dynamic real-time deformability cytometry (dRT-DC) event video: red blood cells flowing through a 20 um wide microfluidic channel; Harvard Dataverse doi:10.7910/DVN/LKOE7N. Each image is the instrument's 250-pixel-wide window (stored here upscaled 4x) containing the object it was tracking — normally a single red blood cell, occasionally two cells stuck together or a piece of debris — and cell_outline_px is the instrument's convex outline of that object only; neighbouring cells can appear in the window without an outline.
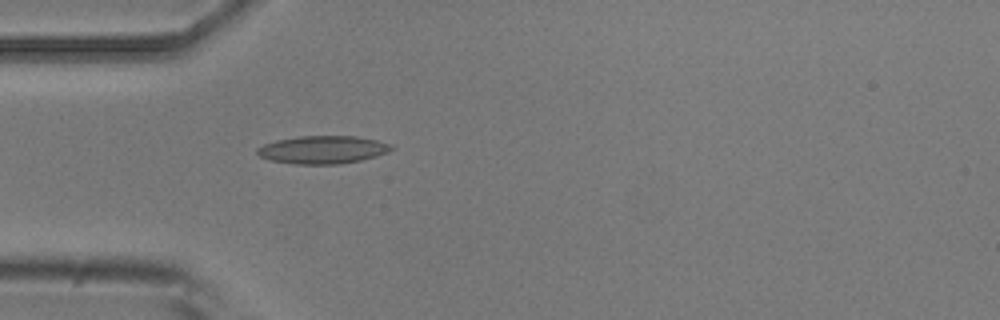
{"species": "common noctule bat (a hibernating species)", "species_latin": "Nyctalus noctula", "temperature_condition": "room temperature", "stored_images_in_passage": 37, "camera_frame_rate_fps": 3000, "um_per_image_px": 0.085, "animal": {"sex": "male", "body_mass_g": 20.5, "forearm_length_mm": 52.5}, "frame": {"image": 1, "passage_image": 1, "time_ms": 0.0, "image_size_px": [1000, 320], "cell_outline_px": [[396, 148], [388, 152], [376, 156], [360, 160], [340, 164], [296, 164], [268, 160], [260, 156], [256, 152], [256, 148], [264, 144], [276, 140], [300, 136], [356, 136], [376, 140], [392, 144]], "centroid_in_image_um": [27.44, 12.72], "position_along_channel_um": 57.6, "area_um2": 21.91}}
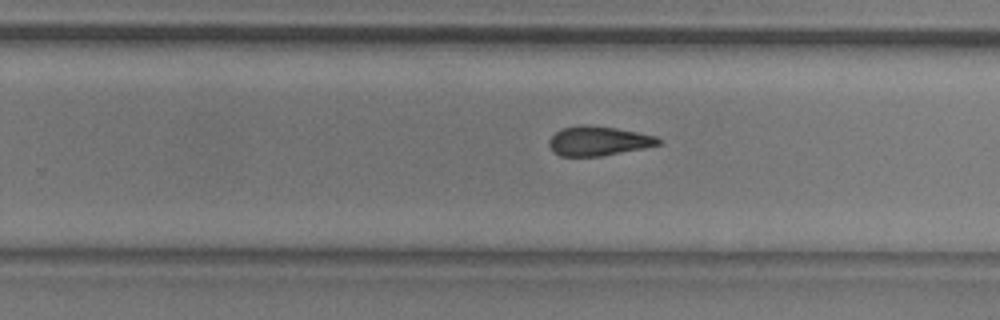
{"frame": {"image": 2, "passage_image": 18, "time_ms": 5.667, "image_size_px": [1000, 320], "cell_outline_px": [[664, 140], [660, 144], [644, 148], [600, 156], [560, 156], [548, 144], [548, 140], [560, 128], [580, 124], [584, 124], [616, 128], [656, 136]], "centroid_in_image_um": [50.87, 11.97], "position_along_channel_um": 278.9, "area_um2": 18.73}}
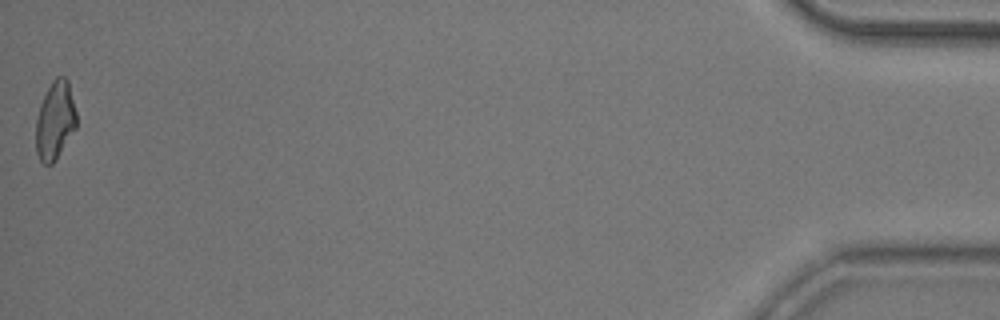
{"frame": {"image": 3, "passage_image": 37, "time_ms": 12.0, "image_size_px": [1000, 320], "cell_outline_px": [[76, 128], [56, 160], [52, 164], [44, 164], [40, 160], [36, 152], [36, 120], [40, 104], [52, 80], [56, 76], [64, 76], [68, 80], [76, 112]], "centroid_in_image_um": [4.68, 10.25], "position_along_channel_um": 430.5, "area_um2": 18.5}, "authors_computed_cell_mechanics": {"area_um2": 19.1896, "velocity_mm_per_s": 3.9586, "shape_relaxation_time_tau1_ms": 9.4417, "shape_relaxation_time_tau2_ms": 4.3311, "deformation_change_tau1": 0.2262, "deformation_change_tau2": 0.148}}